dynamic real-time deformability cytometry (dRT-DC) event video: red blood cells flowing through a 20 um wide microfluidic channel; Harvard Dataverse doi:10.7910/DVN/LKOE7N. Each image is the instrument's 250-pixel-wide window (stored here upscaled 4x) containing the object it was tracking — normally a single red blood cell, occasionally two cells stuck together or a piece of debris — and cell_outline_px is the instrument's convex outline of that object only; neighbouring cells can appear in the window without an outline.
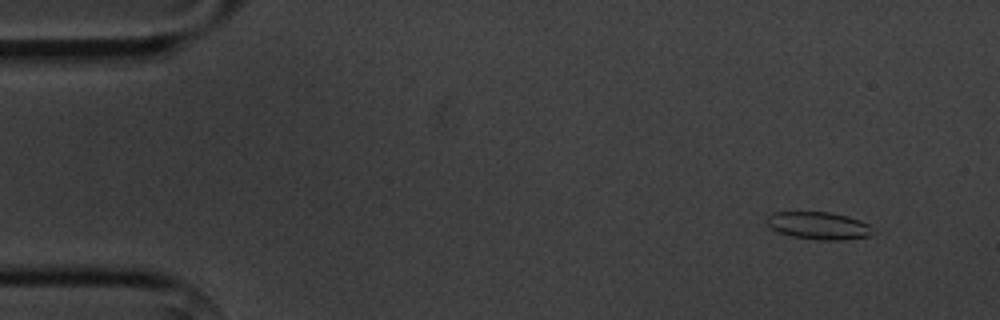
{"species": "common noctule bat (a hibernating species)", "species_latin": "Nyctalus noctula", "temperature_condition": "cold", "stored_images_in_passage": 8, "camera_frame_rate_fps": 3000, "um_per_image_px": 0.085, "animal": {"sex": "male", "body_mass_g": 20.1, "forearm_length_mm": 53.5}, "frame": {"image": 1, "passage_image": 2, "time_ms": 1.333, "image_size_px": [1000, 320], "cell_outline_px": [[872, 236], [840, 240], [820, 240], [792, 236], [780, 232], [772, 228], [768, 224], [768, 216], [772, 212], [828, 212], [848, 216], [860, 220], [868, 224], [872, 232]], "centroid_in_image_um": [69.61, 19.18], "position_along_channel_um": 15.4, "area_um2": 16.76}}
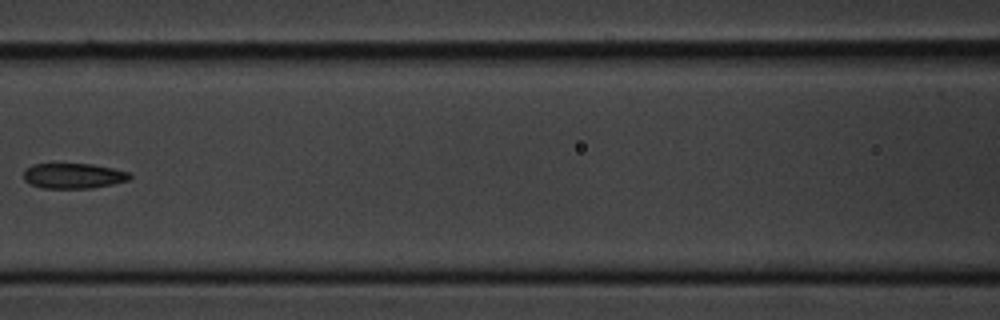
{"frame": {"image": 2, "passage_image": 7, "time_ms": 8.0, "image_size_px": [1000, 320], "cell_outline_px": [[132, 176], [128, 180], [112, 184], [92, 188], [44, 188], [32, 184], [24, 180], [24, 168], [32, 164], [92, 164], [112, 168], [128, 172]], "centroid_in_image_um": [6.22, 14.94], "position_along_channel_um": 160.4, "area_um2": 15.55}}
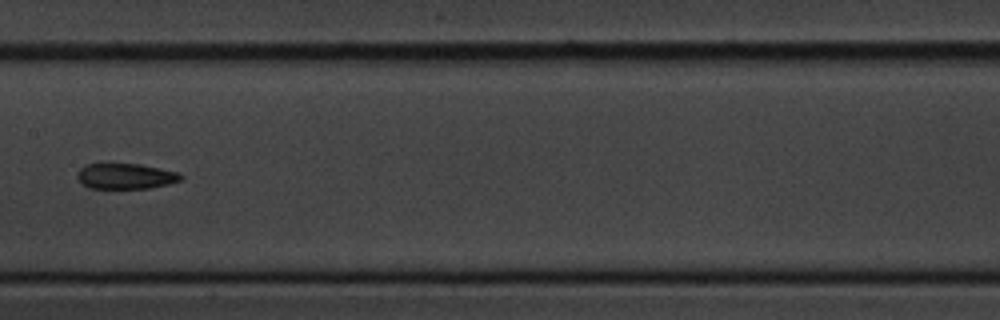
{"frame": {"image": 3, "passage_image": 8, "time_ms": 9.0, "image_size_px": [1000, 320], "cell_outline_px": [[184, 176], [180, 180], [168, 184], [148, 188], [88, 188], [76, 176], [76, 172], [80, 168], [88, 164], [140, 164], [180, 172]], "centroid_in_image_um": [10.69, 14.97], "position_along_channel_um": 196.7, "area_um2": 15.37}}